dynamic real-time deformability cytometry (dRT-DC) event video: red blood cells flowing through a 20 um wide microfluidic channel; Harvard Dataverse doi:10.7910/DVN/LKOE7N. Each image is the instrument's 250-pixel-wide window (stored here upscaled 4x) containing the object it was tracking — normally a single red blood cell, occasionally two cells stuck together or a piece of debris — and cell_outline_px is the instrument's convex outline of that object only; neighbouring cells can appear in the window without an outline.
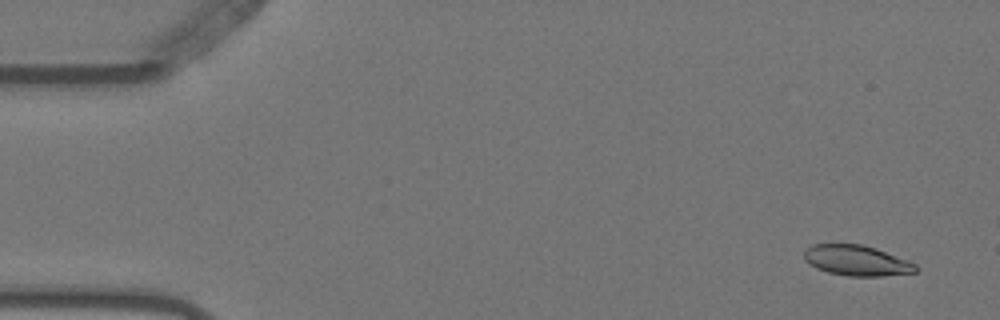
{"species": "Egyptian fruit bat (a non-hibernating species)", "species_latin": "Rousettus aegyptiacus", "temperature_condition": "warm", "stored_images_in_passage": 11, "camera_frame_rate_fps": 3000, "um_per_image_px": 0.085, "animal": {"sex": "female"}, "frame": {"image": 1, "passage_image": 3, "time_ms": 0.667, "image_size_px": [1000, 320], "cell_outline_px": [[916, 272], [880, 276], [848, 276], [828, 272], [816, 268], [804, 260], [804, 252], [812, 244], [832, 240], [864, 244], [876, 248], [908, 260], [916, 264]], "centroid_in_image_um": [72.74, 22.08], "position_along_channel_um": 12.3, "area_um2": 20.52}}